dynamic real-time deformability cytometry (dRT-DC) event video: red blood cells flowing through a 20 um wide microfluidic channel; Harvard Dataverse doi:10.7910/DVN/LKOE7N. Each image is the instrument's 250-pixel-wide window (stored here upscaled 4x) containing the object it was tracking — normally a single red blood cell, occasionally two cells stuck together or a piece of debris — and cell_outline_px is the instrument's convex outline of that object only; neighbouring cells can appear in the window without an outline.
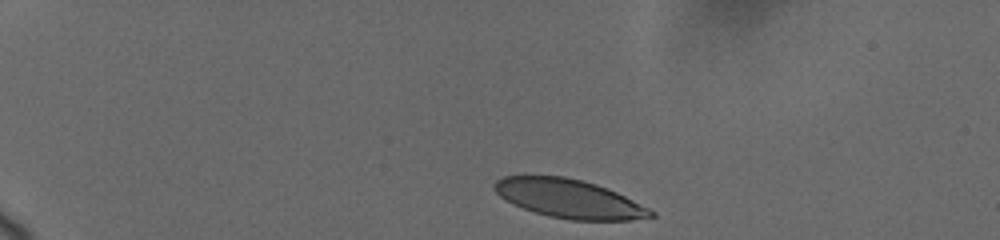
{"species": "human", "species_latin": "Homo sapiens", "temperature_condition": "cold", "stored_images_in_passage": 37, "camera_frame_rate_fps": 3000, "um_per_image_px": 0.085, "donor": {"sex": "female"}, "frame": {"image": 1, "passage_image": 1, "time_ms": 0.0, "image_size_px": [1000, 240], "cell_outline_px": [[656, 216], [632, 220], [572, 220], [548, 216], [512, 204], [500, 196], [492, 188], [492, 184], [496, 180], [504, 176], [524, 172], [564, 176], [596, 184], [616, 192], [656, 212]], "centroid_in_image_um": [48.27, 16.84], "position_along_channel_um": 36.7, "area_um2": 35.89}}
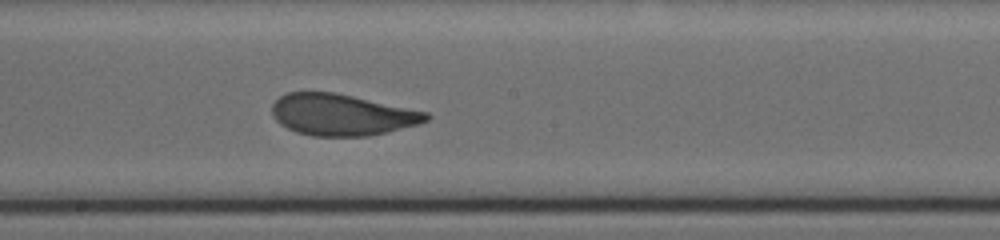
{"frame": {"image": 2, "passage_image": 18, "time_ms": 7.333, "image_size_px": [1000, 240], "cell_outline_px": [[432, 116], [428, 120], [420, 124], [388, 132], [368, 136], [312, 136], [296, 132], [280, 124], [272, 116], [272, 104], [280, 96], [288, 92], [336, 92], [428, 112]], "centroid_in_image_um": [29.07, 9.75], "position_along_channel_um": 219.1, "area_um2": 37.45}}
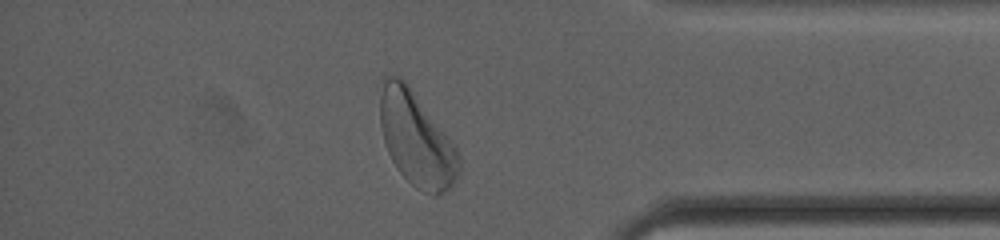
{"frame": {"image": 3, "passage_image": 32, "time_ms": 12.667, "image_size_px": [1000, 240], "cell_outline_px": [[460, 172], [452, 184], [444, 192], [436, 196], [432, 196], [416, 188], [396, 168], [384, 144], [380, 124], [380, 80], [384, 76], [400, 76], [408, 84], [456, 148], [460, 156]], "centroid_in_image_um": [35.36, 11.82], "position_along_channel_um": 399.8, "area_um2": 43.06}, "authors_computed_cell_mechanics": {"area_um2": 37.859, "velocity_mm_per_s": 3.6518, "shape_relaxation_time_tau1_ms": 3.4749, "shape_relaxation_time_tau2_ms": 0.9242, "deformation_change_tau1": 0.1399, "deformation_change_tau2": 0.0652}}